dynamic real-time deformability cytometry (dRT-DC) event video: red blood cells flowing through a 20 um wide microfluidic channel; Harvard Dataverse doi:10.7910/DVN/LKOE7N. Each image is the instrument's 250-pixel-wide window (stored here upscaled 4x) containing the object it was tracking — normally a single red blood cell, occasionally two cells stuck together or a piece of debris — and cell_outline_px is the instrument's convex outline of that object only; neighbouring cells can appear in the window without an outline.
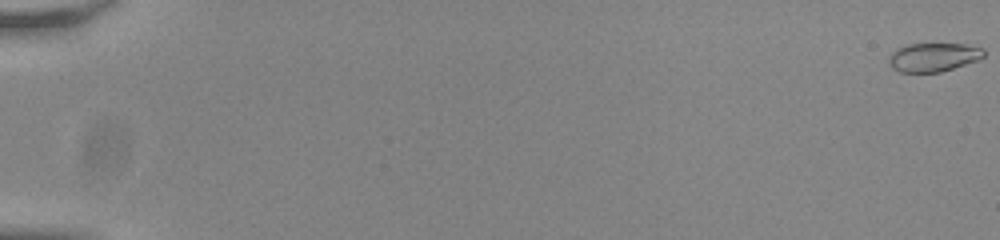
{"species": "common noctule bat (a hibernating species)", "species_latin": "Nyctalus noctula", "temperature_condition": "room temperature", "stored_images_in_passage": 10, "camera_frame_rate_fps": 3000, "um_per_image_px": 0.085, "animal": {"sex": "male", "body_mass_g": 20.0, "forearm_length_mm": 53.3}, "frame": {"image": 1, "passage_image": 1, "time_ms": 0.0, "image_size_px": [1000, 240], "cell_outline_px": [[984, 56], [980, 60], [940, 72], [900, 72], [892, 68], [888, 64], [888, 56], [896, 48], [904, 44], [932, 40], [968, 44], [984, 48]], "centroid_in_image_um": [79.34, 4.79], "position_along_channel_um": 5.7, "area_um2": 17.11}}